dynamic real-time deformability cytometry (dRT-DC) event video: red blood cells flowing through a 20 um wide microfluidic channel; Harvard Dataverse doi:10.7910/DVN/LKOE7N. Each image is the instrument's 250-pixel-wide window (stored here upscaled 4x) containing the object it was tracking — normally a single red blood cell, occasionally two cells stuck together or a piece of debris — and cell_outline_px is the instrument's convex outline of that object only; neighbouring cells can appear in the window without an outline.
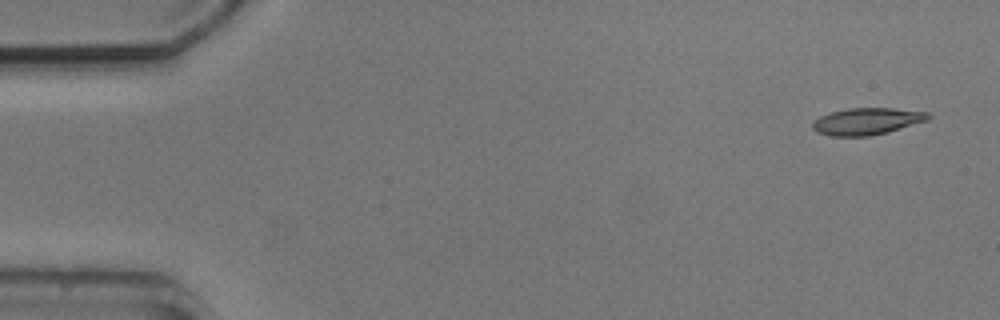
{"species": "common noctule bat (a hibernating species)", "species_latin": "Nyctalus noctula", "temperature_condition": "cold", "stored_images_in_passage": 7, "segment_of_instrument_passage": [1, 2], "camera_frame_rate_fps": 3000, "um_per_image_px": 0.085, "animal": {"sex": "male", "body_mass_g": 20.5, "forearm_length_mm": 52.5}, "frame": {"image": 1, "passage_image": 1, "time_ms": 0.0, "image_size_px": [1000, 320], "cell_outline_px": [[932, 116], [928, 120], [888, 132], [868, 136], [828, 136], [816, 132], [812, 128], [812, 124], [820, 116], [832, 112], [848, 108], [892, 108], [928, 112]], "centroid_in_image_um": [73.69, 10.31], "position_along_channel_um": 11.3, "area_um2": 18.09}}